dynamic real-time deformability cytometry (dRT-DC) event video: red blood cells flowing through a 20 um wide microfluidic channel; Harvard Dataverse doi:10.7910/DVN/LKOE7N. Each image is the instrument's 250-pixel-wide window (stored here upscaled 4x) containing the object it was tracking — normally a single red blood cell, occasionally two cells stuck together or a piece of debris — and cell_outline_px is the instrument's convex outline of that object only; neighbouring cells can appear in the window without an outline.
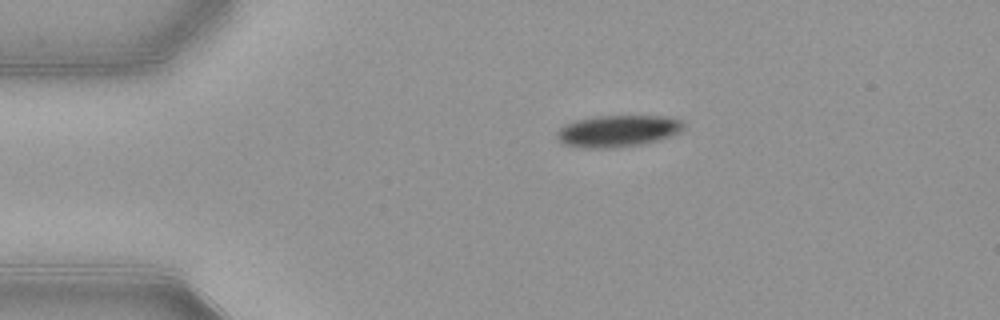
{"species": "common noctule bat (a hibernating species)", "species_latin": "Nyctalus noctula", "temperature_condition": "warm", "stored_images_in_passage": 38, "camera_frame_rate_fps": 3000, "um_per_image_px": 0.085, "animal": {"sex": "female", "body_mass_g": 21.9}, "frame": {"image": 1, "passage_image": 1, "time_ms": 0.0, "image_size_px": [1000, 320], "cell_outline_px": [[684, 128], [680, 132], [672, 136], [660, 140], [640, 144], [616, 148], [580, 148], [564, 144], [556, 136], [556, 132], [564, 124], [576, 120], [596, 116], [660, 116], [680, 120], [684, 124]], "centroid_in_image_um": [52.5, 11.14], "position_along_channel_um": 32.5, "area_um2": 23.52}}
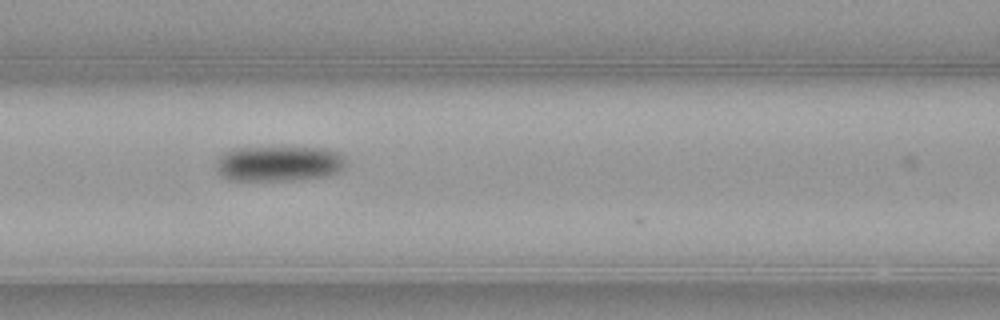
{"frame": {"image": 2, "passage_image": 13, "time_ms": 4.0, "image_size_px": [1000, 320], "cell_outline_px": [[348, 164], [344, 168], [328, 176], [292, 180], [232, 180], [224, 176], [216, 168], [216, 160], [224, 152], [232, 148], [324, 148], [340, 152], [348, 160]], "centroid_in_image_um": [23.76, 13.9], "position_along_channel_um": 142.8, "area_um2": 26.82}}
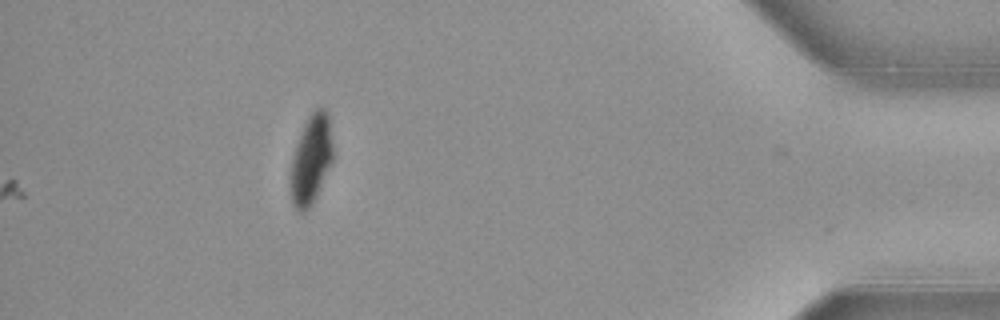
{"frame": {"image": 3, "passage_image": 38, "time_ms": 12.333, "image_size_px": [1000, 320], "cell_outline_px": [[332, 160], [316, 196], [312, 204], [304, 212], [296, 212], [292, 200], [288, 184], [288, 180], [292, 156], [300, 132], [308, 116], [316, 108], [324, 108], [328, 112], [332, 144]], "centroid_in_image_um": [26.39, 13.57], "position_along_channel_um": 408.8, "area_um2": 22.2}, "authors_computed_cell_mechanics": {"area_um2": 25.5476, "velocity_mm_per_s": 3.8888, "shape_relaxation_time_tau1_ms": 3.1295, "shape_relaxation_time_tau2_ms": null, "deformation_change_tau1": 0.1428, "deformation_change_tau2": null}}